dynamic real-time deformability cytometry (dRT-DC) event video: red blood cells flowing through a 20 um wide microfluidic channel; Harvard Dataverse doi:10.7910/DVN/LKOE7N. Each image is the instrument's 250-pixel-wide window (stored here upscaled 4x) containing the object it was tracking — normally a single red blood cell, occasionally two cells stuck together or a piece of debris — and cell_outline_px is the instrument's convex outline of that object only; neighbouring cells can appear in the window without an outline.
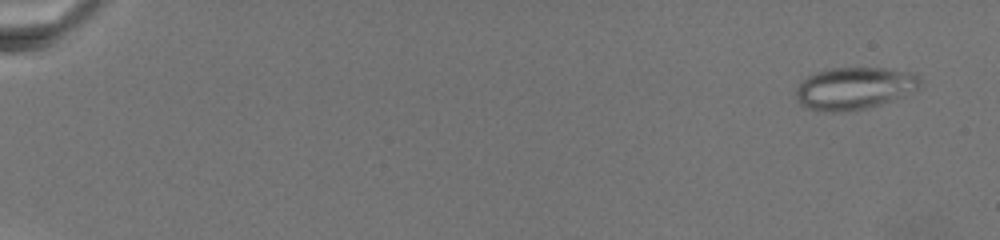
{"species": "common noctule bat (a hibernating species)", "species_latin": "Nyctalus noctula", "temperature_condition": "warm", "stored_images_in_passage": 25, "camera_frame_rate_fps": 3000, "um_per_image_px": 0.085, "animal": {"sex": "female", "body_mass_g": 19.5, "forearm_length_mm": 54.1}, "frame": {"image": 1, "passage_image": 1, "time_ms": 0.0, "image_size_px": [1000, 240], "cell_outline_px": [[920, 80], [916, 88], [892, 100], [880, 104], [864, 108], [836, 112], [816, 112], [800, 104], [796, 100], [796, 88], [808, 76], [816, 72], [828, 68], [884, 68], [916, 72], [920, 76]], "centroid_in_image_um": [72.57, 7.5], "position_along_channel_um": 12.4, "area_um2": 30.4}}
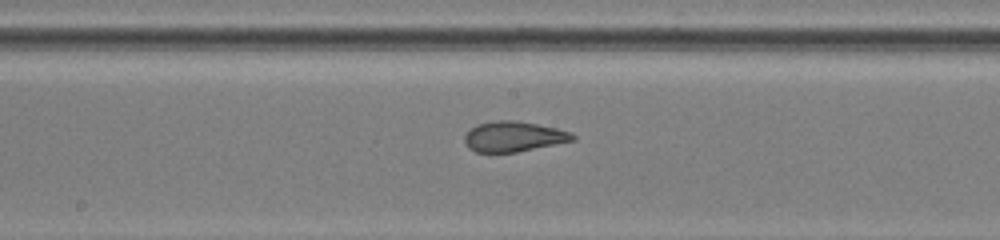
{"frame": {"image": 2, "passage_image": 14, "time_ms": 13.333, "image_size_px": [1000, 240], "cell_outline_px": [[576, 140], [516, 152], [476, 152], [468, 148], [464, 140], [464, 136], [476, 124], [496, 120], [516, 120], [556, 128], [572, 132], [576, 136]], "centroid_in_image_um": [43.67, 11.6], "position_along_channel_um": 204.5, "area_um2": 19.07}}
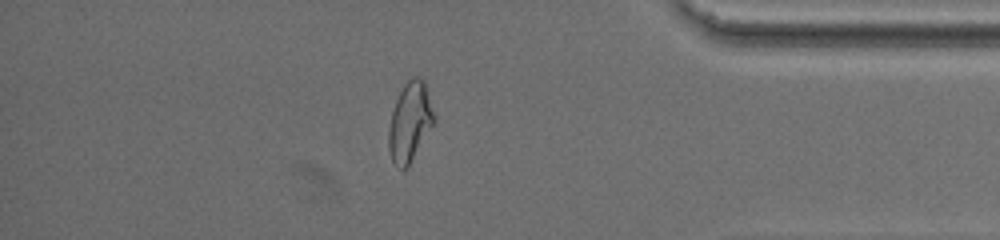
{"frame": {"image": 3, "passage_image": 22, "time_ms": 21.0, "image_size_px": [1000, 240], "cell_outline_px": [[436, 120], [408, 168], [400, 168], [392, 160], [388, 148], [388, 132], [392, 112], [396, 100], [404, 84], [412, 76], [416, 76], [424, 80], [436, 116]], "centroid_in_image_um": [34.86, 10.36], "position_along_channel_um": 400.3, "area_um2": 21.04}}